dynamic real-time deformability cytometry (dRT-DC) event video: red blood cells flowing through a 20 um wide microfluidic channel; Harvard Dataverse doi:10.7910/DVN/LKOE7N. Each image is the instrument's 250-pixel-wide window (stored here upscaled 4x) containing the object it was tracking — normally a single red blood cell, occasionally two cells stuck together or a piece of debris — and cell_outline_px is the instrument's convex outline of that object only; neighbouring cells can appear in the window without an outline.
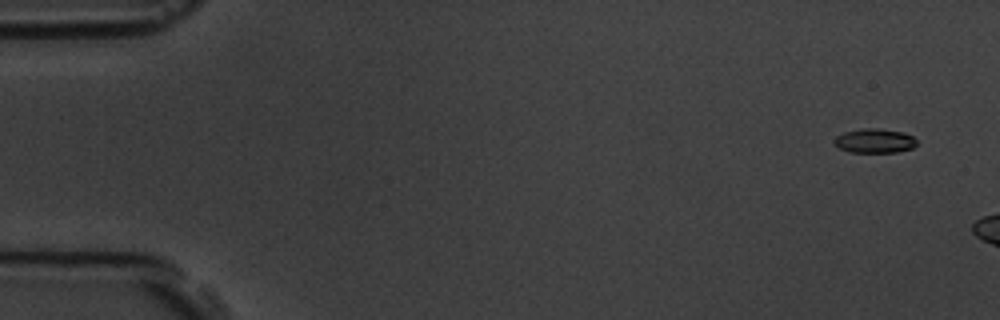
{"species": "common noctule bat (a hibernating species)", "species_latin": "Nyctalus noctula", "temperature_condition": "room temperature", "stored_images_in_passage": 3, "camera_frame_rate_fps": 3000, "um_per_image_px": 0.085, "animal": {"sex": "male", "body_mass_g": 19.5, "forearm_length_mm": 54.6}, "frame": {"image": 1, "passage_image": 1, "time_ms": 0.0, "image_size_px": [1000, 320], "cell_outline_px": [[916, 144], [912, 148], [896, 152], [848, 152], [840, 148], [832, 140], [836, 136], [844, 132], [864, 128], [880, 128], [904, 132], [912, 136], [916, 140]], "centroid_in_image_um": [74.33, 11.96], "position_along_channel_um": 10.7, "area_um2": 11.68}}